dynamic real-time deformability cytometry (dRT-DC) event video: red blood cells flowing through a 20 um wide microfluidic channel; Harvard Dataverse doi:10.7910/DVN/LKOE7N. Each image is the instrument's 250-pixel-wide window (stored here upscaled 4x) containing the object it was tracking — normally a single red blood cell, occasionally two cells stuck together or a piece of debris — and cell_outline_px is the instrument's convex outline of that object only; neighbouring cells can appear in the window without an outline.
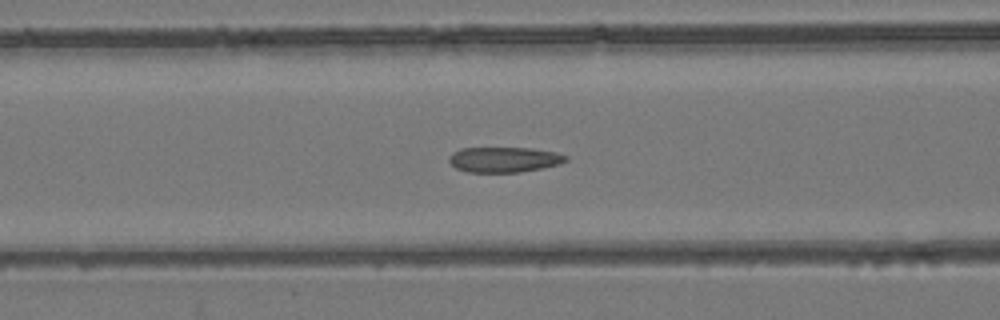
{"species": "common noctule bat (a hibernating species)", "species_latin": "Nyctalus noctula", "temperature_condition": "room temperature", "stored_images_in_passage": 55, "camera_frame_rate_fps": 3000, "um_per_image_px": 0.085, "animal": {"sex": "female", "body_mass_g": 24.6, "forearm_length_mm": 56.2}, "frame": {"image": 1, "passage_image": 23, "time_ms": 7.333, "image_size_px": [1000, 320], "cell_outline_px": [[568, 160], [560, 164], [544, 168], [520, 172], [468, 172], [456, 168], [448, 160], [448, 156], [452, 152], [460, 148], [532, 148], [556, 152], [568, 156]], "centroid_in_image_um": [42.86, 13.56], "position_along_channel_um": 123.7, "area_um2": 17.4}}
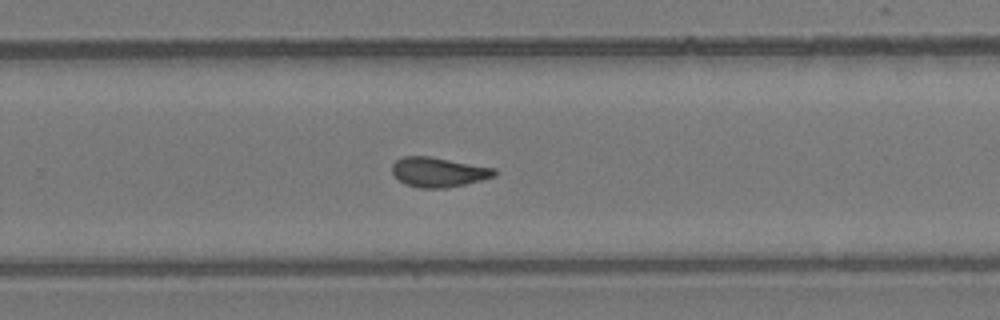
{"frame": {"image": 2, "passage_image": 36, "time_ms": 11.667, "image_size_px": [1000, 320], "cell_outline_px": [[496, 176], [464, 184], [444, 188], [420, 188], [404, 184], [392, 172], [392, 164], [396, 160], [404, 156], [432, 156], [496, 168]], "centroid_in_image_um": [37.27, 14.62], "position_along_channel_um": 292.5, "area_um2": 17.74}}
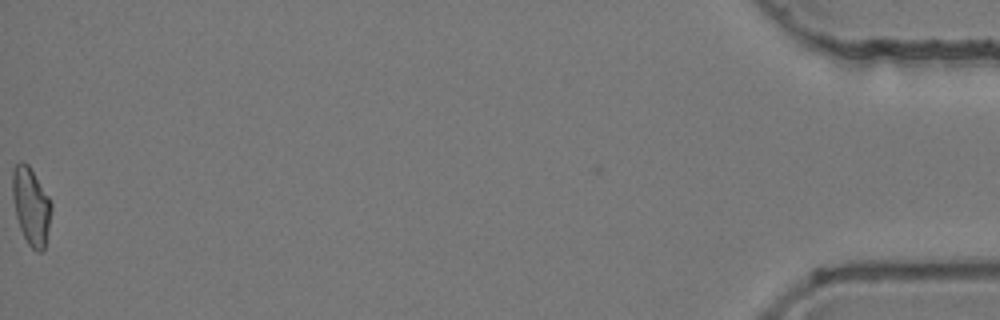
{"frame": {"image": 3, "passage_image": 55, "time_ms": 18.0, "image_size_px": [1000, 320], "cell_outline_px": [[52, 208], [44, 248], [40, 252], [36, 252], [28, 244], [20, 228], [16, 216], [12, 196], [12, 168], [20, 160], [24, 160], [28, 164], [48, 196], [52, 204]], "centroid_in_image_um": [2.62, 17.48], "position_along_channel_um": 432.6, "area_um2": 17.46}, "authors_computed_cell_mechanics": {"area_um2": 17.8602, "velocity_mm_per_s": 3.8962, "shape_relaxation_time_tau1_ms": null, "shape_relaxation_time_tau2_ms": 1.9212, "deformation_change_tau1": null, "deformation_change_tau2": 0.08}}